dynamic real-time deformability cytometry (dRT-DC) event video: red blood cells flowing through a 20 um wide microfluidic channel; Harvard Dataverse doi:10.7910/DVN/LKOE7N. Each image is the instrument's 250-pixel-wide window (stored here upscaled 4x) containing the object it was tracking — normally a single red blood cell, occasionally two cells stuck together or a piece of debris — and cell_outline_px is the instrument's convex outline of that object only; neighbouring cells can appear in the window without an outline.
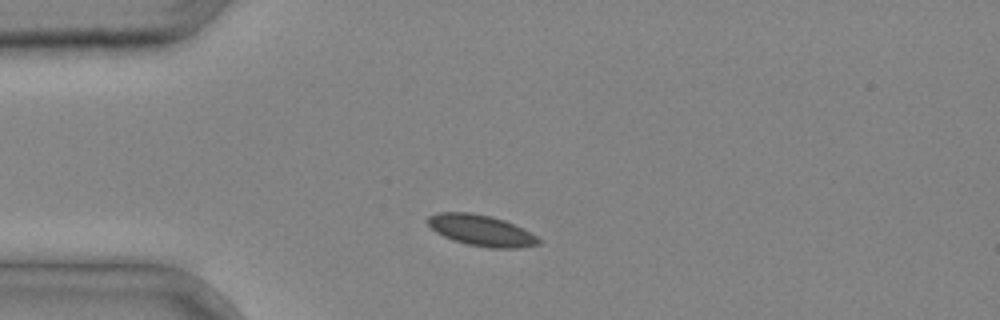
{"species": "common noctule bat (a hibernating species)", "species_latin": "Nyctalus noctula", "temperature_condition": "cold", "stored_images_in_passage": 1, "camera_frame_rate_fps": 3000, "um_per_image_px": 0.085, "animal": {"sex": "male", "body_mass_g": 20.4}, "frame": {"image": 1, "passage_image": 1, "time_ms": 0.0, "image_size_px": [1000, 320], "cell_outline_px": [[540, 244], [516, 248], [488, 248], [468, 244], [452, 240], [436, 232], [424, 220], [428, 216], [436, 212], [472, 212], [492, 216], [504, 220], [524, 228], [536, 236], [540, 240]], "centroid_in_image_um": [40.88, 19.57], "position_along_channel_um": 44.1, "area_um2": 20.23}}